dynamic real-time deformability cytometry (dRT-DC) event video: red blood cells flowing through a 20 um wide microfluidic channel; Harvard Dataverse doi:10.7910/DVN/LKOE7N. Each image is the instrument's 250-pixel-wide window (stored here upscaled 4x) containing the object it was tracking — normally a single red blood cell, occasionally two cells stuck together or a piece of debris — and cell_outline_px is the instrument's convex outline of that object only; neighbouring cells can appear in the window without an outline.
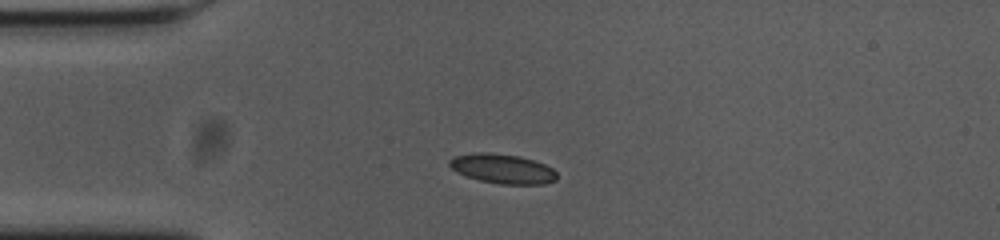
{"species": "common noctule bat (a hibernating species)", "species_latin": "Nyctalus noctula", "temperature_condition": "cold", "stored_images_in_passage": 43, "camera_frame_rate_fps": 3000, "um_per_image_px": 0.085, "animal": {"sex": "female", "body_mass_g": 23.0, "forearm_length_mm": 53.4}, "frame": {"image": 1, "passage_image": 1, "time_ms": 0.0, "image_size_px": [1000, 240], "cell_outline_px": [[556, 180], [544, 184], [500, 184], [480, 180], [468, 176], [452, 168], [448, 164], [448, 160], [452, 156], [472, 152], [488, 152], [520, 156], [544, 164], [552, 168], [556, 172]], "centroid_in_image_um": [42.7, 14.32], "position_along_channel_um": 42.3, "area_um2": 18.44}}
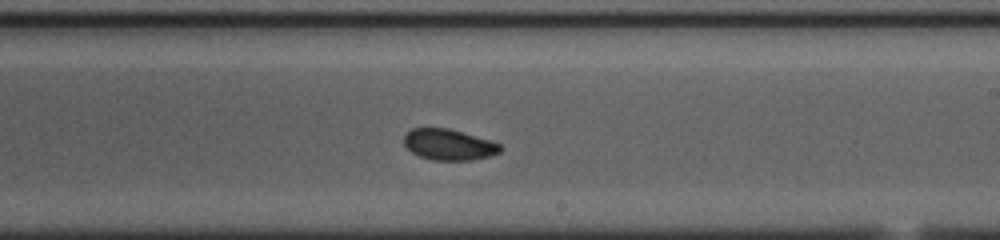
{"frame": {"image": 2, "passage_image": 20, "time_ms": 6.333, "image_size_px": [1000, 240], "cell_outline_px": [[504, 148], [500, 152], [488, 156], [472, 160], [432, 160], [420, 156], [412, 152], [404, 144], [404, 136], [412, 128], [448, 128], [488, 140], [500, 144]], "centroid_in_image_um": [38.15, 12.3], "position_along_channel_um": 250.9, "area_um2": 17.17}}
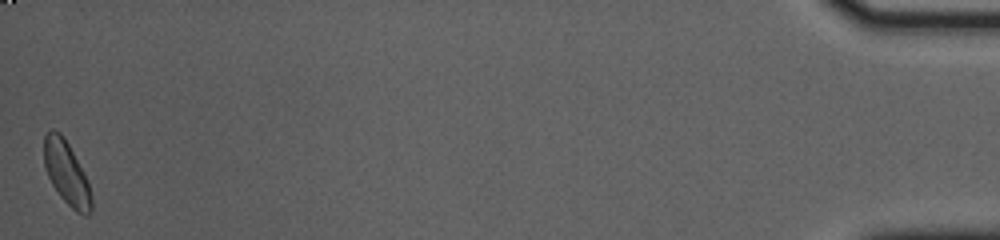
{"frame": {"image": 3, "passage_image": 43, "time_ms": 14.0, "image_size_px": [1000, 240], "cell_outline_px": [[92, 212], [88, 216], [84, 216], [76, 212], [60, 196], [52, 184], [48, 176], [44, 164], [44, 136], [52, 128], [60, 132], [68, 144], [88, 180], [92, 200]], "centroid_in_image_um": [5.67, 14.74], "position_along_channel_um": 429.5, "area_um2": 17.46}, "authors_computed_cell_mechanics": {"area_um2": 17.629, "velocity_mm_per_s": 3.6277, "shape_relaxation_time_tau1_ms": 1.5918, "shape_relaxation_time_tau2_ms": 7.1676, "deformation_change_tau1": 0.0931, "deformation_change_tau2": 0.1065}}